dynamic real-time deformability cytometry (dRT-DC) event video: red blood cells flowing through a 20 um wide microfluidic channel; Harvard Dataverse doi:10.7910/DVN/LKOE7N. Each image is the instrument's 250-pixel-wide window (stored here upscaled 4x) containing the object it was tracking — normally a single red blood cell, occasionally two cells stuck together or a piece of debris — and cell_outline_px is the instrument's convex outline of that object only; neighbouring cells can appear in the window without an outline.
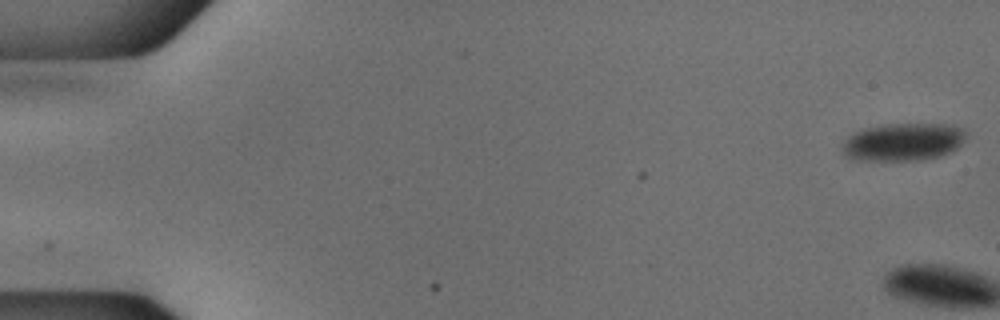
{"species": "common noctule bat (a hibernating species)", "species_latin": "Nyctalus noctula", "temperature_condition": "cold", "stored_images_in_passage": 3, "camera_frame_rate_fps": 3000, "um_per_image_px": 0.085, "animal": {"sex": "male", "body_mass_g": 18.8}, "frame": {"image": 1, "passage_image": 1, "time_ms": 0.0, "image_size_px": [1000, 320], "cell_outline_px": [[968, 132], [964, 140], [956, 148], [940, 156], [920, 160], [856, 160], [848, 156], [840, 148], [840, 144], [852, 132], [864, 128], [884, 124], [952, 124], [964, 128]], "centroid_in_image_um": [76.76, 12.05], "position_along_channel_um": 8.2, "area_um2": 27.51}}